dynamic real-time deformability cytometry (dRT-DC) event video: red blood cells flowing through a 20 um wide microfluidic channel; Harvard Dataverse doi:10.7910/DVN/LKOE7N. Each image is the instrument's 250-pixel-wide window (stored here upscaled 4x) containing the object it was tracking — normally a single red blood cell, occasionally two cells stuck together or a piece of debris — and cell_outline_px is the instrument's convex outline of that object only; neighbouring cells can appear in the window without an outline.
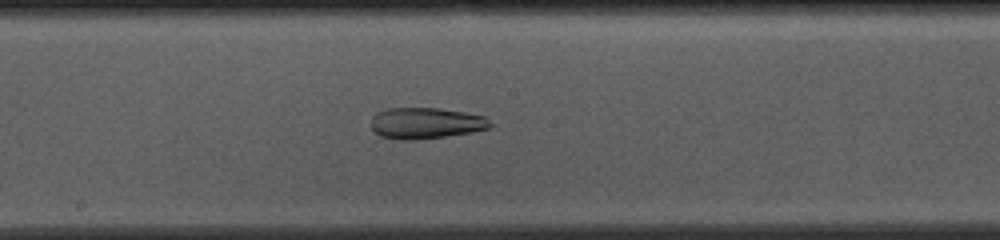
{"species": "common noctule bat (a hibernating species)", "species_latin": "Nyctalus noctula", "temperature_condition": "cold", "stored_images_in_passage": 53, "camera_frame_rate_fps": 3000, "um_per_image_px": 0.085, "animal": {"sex": "female", "body_mass_g": 10.0, "forearm_length_mm": 53.1}, "frame": {"image": 1, "passage_image": 27, "time_ms": 8.667, "image_size_px": [1000, 240], "cell_outline_px": [[492, 124], [488, 128], [472, 132], [444, 136], [412, 140], [396, 140], [380, 136], [372, 128], [372, 116], [376, 112], [388, 108], [440, 108], [464, 112], [484, 116]], "centroid_in_image_um": [36.16, 10.46], "position_along_channel_um": 212.0, "area_um2": 21.56}}
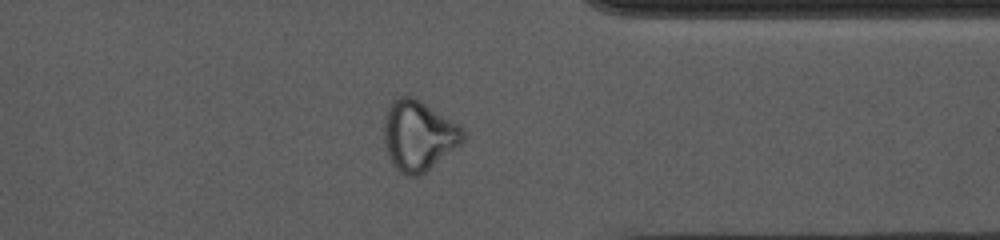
{"frame": {"image": 2, "passage_image": 41, "time_ms": 13.333, "image_size_px": [1000, 240], "cell_outline_px": [[464, 140], [460, 144], [420, 176], [408, 176], [400, 172], [392, 164], [388, 156], [384, 144], [384, 116], [392, 100], [400, 96], [412, 96], [460, 124], [464, 128]], "centroid_in_image_um": [35.56, 11.52], "position_along_channel_um": 375.8, "area_um2": 32.31}}
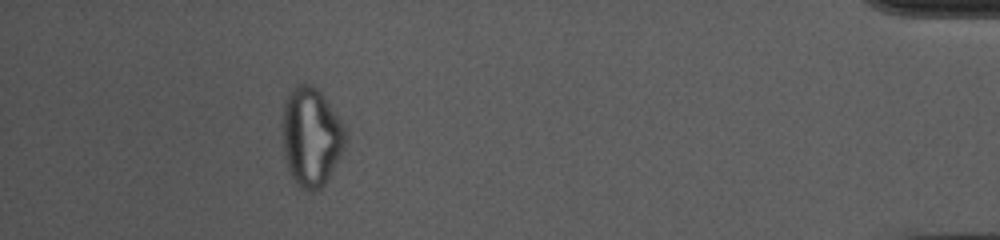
{"frame": {"image": 3, "passage_image": 48, "time_ms": 15.667, "image_size_px": [1000, 240], "cell_outline_px": [[348, 136], [344, 148], [340, 156], [324, 184], [316, 192], [312, 192], [296, 184], [288, 168], [284, 152], [280, 124], [280, 112], [292, 88], [296, 84], [312, 84], [324, 96], [344, 124], [348, 132]], "centroid_in_image_um": [26.43, 11.59], "position_along_channel_um": 408.8, "area_um2": 36.82}, "authors_computed_cell_mechanics": {"area_um2": 28.6688, "velocity_mm_per_s": 3.6938, "shape_relaxation_time_tau1_ms": null, "shape_relaxation_time_tau2_ms": 2.6147, "deformation_change_tau1": null, "deformation_change_tau2": 0.094}}